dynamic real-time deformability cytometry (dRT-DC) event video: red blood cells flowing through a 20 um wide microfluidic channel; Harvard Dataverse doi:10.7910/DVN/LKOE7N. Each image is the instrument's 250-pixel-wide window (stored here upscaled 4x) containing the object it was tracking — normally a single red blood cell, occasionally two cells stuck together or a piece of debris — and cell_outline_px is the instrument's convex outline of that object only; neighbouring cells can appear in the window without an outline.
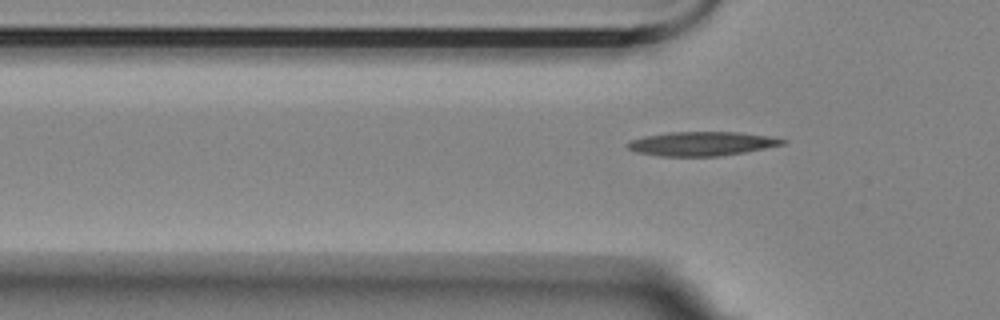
{"species": "Egyptian fruit bat (a non-hibernating species)", "species_latin": "Rousettus aegyptiacus", "temperature_condition": "room temperature", "stored_images_in_passage": 5, "segment_of_instrument_passage": [2, 2], "camera_frame_rate_fps": 3000, "um_per_image_px": 0.085, "animal": {"sex": "female"}, "frame": {"image": 1, "passage_image": 5, "time_ms": 1.333, "image_size_px": [1000, 320], "cell_outline_px": [[788, 140], [784, 144], [744, 152], [720, 156], [660, 156], [636, 152], [628, 148], [624, 144], [632, 140], [644, 136], [668, 132], [736, 132], [768, 136]], "centroid_in_image_um": [59.61, 12.21], "position_along_channel_um": 66.2, "area_um2": 21.62}}